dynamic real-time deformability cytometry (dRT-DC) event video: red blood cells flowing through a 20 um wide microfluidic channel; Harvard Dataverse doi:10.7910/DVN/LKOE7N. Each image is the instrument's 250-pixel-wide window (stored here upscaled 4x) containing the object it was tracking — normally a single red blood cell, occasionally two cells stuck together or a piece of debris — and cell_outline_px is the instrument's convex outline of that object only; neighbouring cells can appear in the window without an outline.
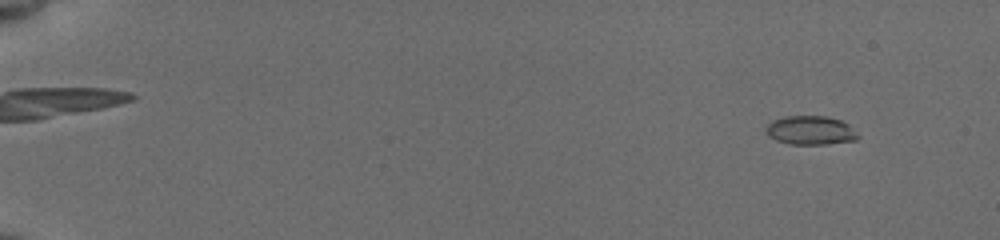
{"species": "common noctule bat (a hibernating species)", "species_latin": "Nyctalus noctula", "temperature_condition": "cold", "stored_images_in_passage": 49, "camera_frame_rate_fps": 3000, "um_per_image_px": 0.085, "animal": {"sex": "female", "body_mass_g": 19.5, "forearm_length_mm": 54.1}, "frame": {"image": 1, "passage_image": 1, "time_ms": 0.0, "image_size_px": [1000, 240], "cell_outline_px": [[860, 136], [856, 140], [824, 144], [788, 144], [776, 140], [768, 136], [764, 128], [772, 120], [784, 116], [828, 116], [840, 120], [848, 124]], "centroid_in_image_um": [68.86, 11.07], "position_along_channel_um": 16.1, "area_um2": 15.55}}
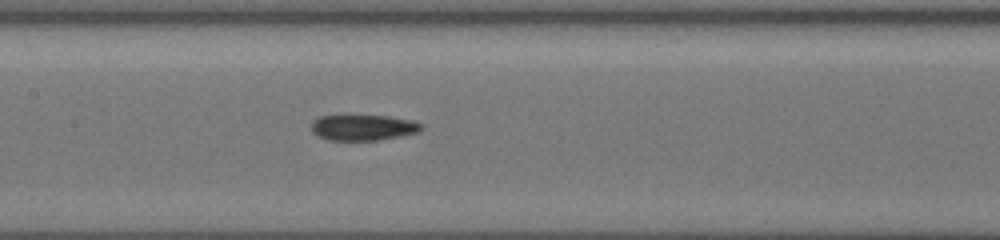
{"frame": {"image": 2, "passage_image": 19, "time_ms": 8.333, "image_size_px": [1000, 240], "cell_outline_px": [[424, 128], [420, 132], [400, 136], [376, 140], [328, 140], [312, 132], [312, 120], [320, 116], [388, 116], [412, 120], [424, 124]], "centroid_in_image_um": [30.92, 10.84], "position_along_channel_um": 176.5, "area_um2": 16.47}}
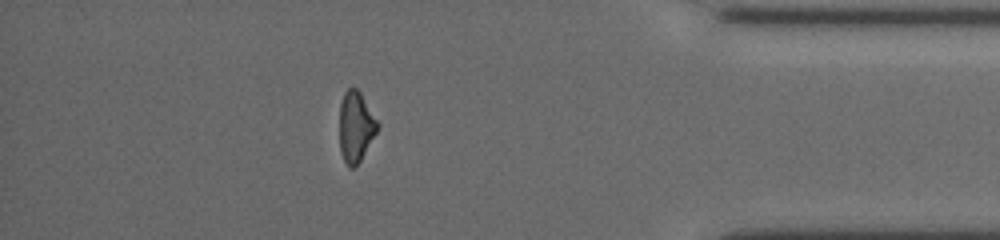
{"frame": {"image": 3, "passage_image": 41, "time_ms": 15.0, "image_size_px": [1000, 240], "cell_outline_px": [[380, 124], [376, 132], [360, 160], [352, 168], [348, 168], [340, 152], [340, 104], [344, 92], [348, 88], [356, 88], [360, 92]], "centroid_in_image_um": [30.23, 10.75], "position_along_channel_um": 405.0, "area_um2": 15.43}, "authors_computed_cell_mechanics": {"area_um2": 16.184, "velocity_mm_per_s": 3.8541, "shape_relaxation_time_tau1_ms": 10.5795, "shape_relaxation_time_tau2_ms": 4.0098, "deformation_change_tau1": 0.2122, "deformation_change_tau2": 0.1164}}